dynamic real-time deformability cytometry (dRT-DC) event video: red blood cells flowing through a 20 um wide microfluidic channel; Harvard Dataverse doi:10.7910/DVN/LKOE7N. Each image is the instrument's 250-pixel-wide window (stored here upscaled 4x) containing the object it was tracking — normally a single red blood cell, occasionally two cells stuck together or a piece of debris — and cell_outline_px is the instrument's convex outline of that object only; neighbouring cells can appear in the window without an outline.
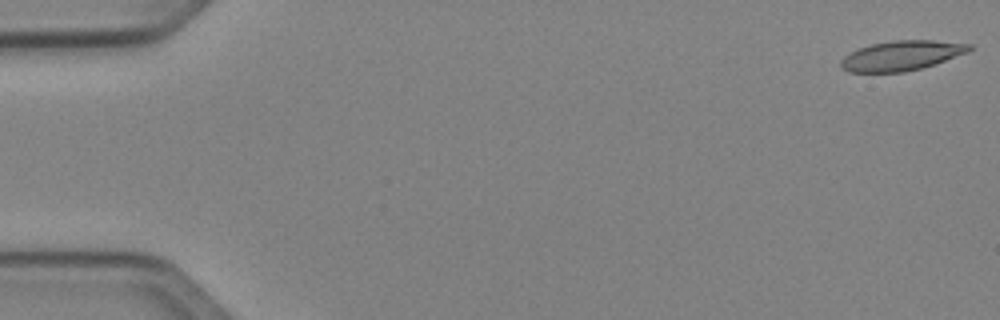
{"species": "Egyptian fruit bat (a non-hibernating species)", "species_latin": "Rousettus aegyptiacus", "temperature_condition": "cold", "stored_images_in_passage": 50, "camera_frame_rate_fps": 3000, "um_per_image_px": 0.085, "animal": {"sex": "female"}, "frame": {"image": 1, "passage_image": 1, "time_ms": 0.0, "image_size_px": [1000, 320], "cell_outline_px": [[972, 48], [968, 52], [936, 64], [904, 72], [848, 72], [840, 68], [840, 60], [844, 56], [860, 48], [872, 44], [892, 40], [932, 40], [972, 44]], "centroid_in_image_um": [76.63, 4.73], "position_along_channel_um": 8.4, "area_um2": 22.31}}
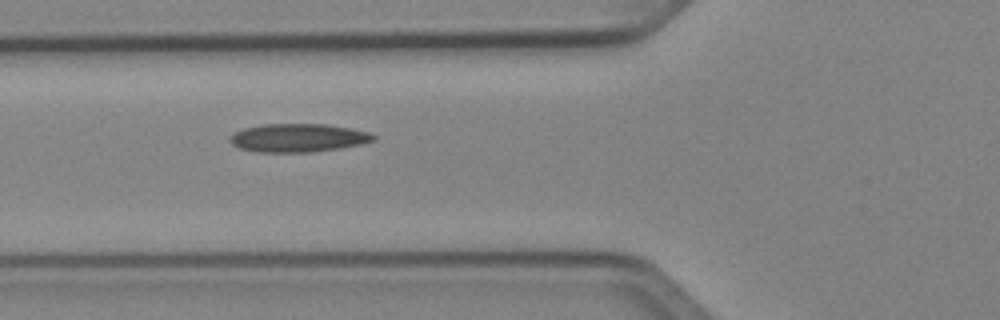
{"frame": {"image": 2, "passage_image": 19, "time_ms": 6.0, "image_size_px": [1000, 320], "cell_outline_px": [[376, 140], [360, 144], [340, 148], [312, 152], [256, 152], [240, 148], [232, 144], [228, 140], [232, 132], [244, 128], [264, 124], [324, 124], [352, 128], [368, 132], [376, 136]], "centroid_in_image_um": [25.32, 11.71], "position_along_channel_um": 100.5, "area_um2": 23.81}}
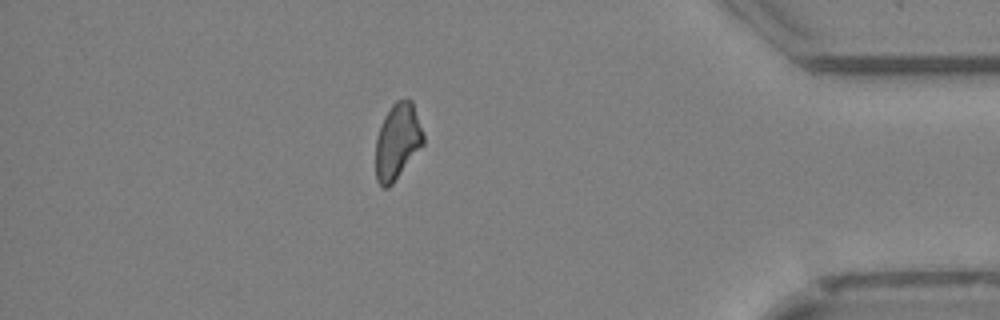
{"frame": {"image": 3, "passage_image": 44, "time_ms": 14.333, "image_size_px": [1000, 320], "cell_outline_px": [[424, 144], [392, 184], [388, 188], [384, 188], [376, 180], [376, 136], [380, 124], [384, 116], [392, 104], [396, 100], [412, 100], [424, 136]], "centroid_in_image_um": [33.77, 12.02], "position_along_channel_um": 401.4, "area_um2": 21.04}}